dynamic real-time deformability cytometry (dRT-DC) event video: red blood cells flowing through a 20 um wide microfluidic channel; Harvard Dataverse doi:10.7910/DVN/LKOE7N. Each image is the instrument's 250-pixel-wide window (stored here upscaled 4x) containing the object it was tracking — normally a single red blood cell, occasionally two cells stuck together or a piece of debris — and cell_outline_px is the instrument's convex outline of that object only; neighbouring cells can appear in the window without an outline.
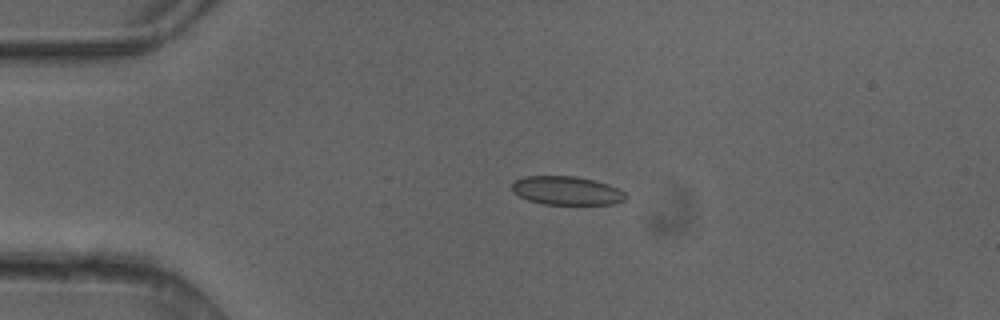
{"species": "common noctule bat (a hibernating species)", "species_latin": "Nyctalus noctula", "temperature_condition": "cold", "stored_images_in_passage": 5, "camera_frame_rate_fps": 3000, "um_per_image_px": 0.085, "animal": {"sex": "female"}, "frame": {"image": 1, "passage_image": 4, "time_ms": 1.0, "image_size_px": [1000, 320], "cell_outline_px": [[628, 196], [624, 200], [612, 204], [544, 204], [528, 200], [512, 192], [512, 180], [524, 176], [576, 176], [596, 180], [608, 184], [624, 192]], "centroid_in_image_um": [48.14, 16.19], "position_along_channel_um": 36.9, "area_um2": 19.07}}